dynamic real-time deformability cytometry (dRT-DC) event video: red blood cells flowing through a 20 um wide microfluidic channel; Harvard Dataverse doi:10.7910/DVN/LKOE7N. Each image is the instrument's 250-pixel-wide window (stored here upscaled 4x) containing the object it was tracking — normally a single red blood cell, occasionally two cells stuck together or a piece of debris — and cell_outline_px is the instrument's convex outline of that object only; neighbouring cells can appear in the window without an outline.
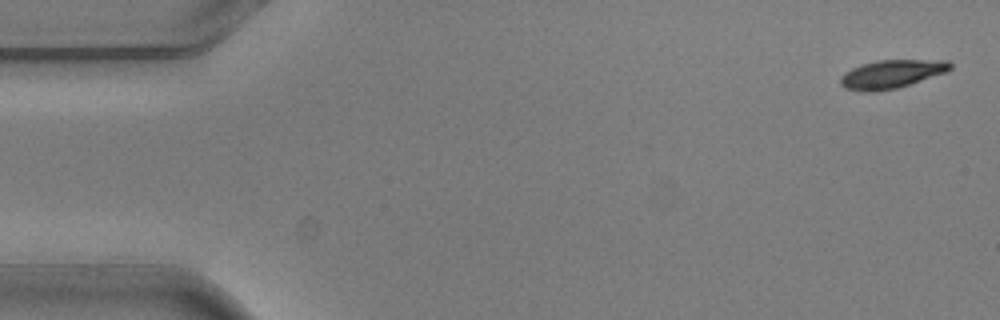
{"species": "common noctule bat (a hibernating species)", "species_latin": "Nyctalus noctula", "temperature_condition": "warm", "stored_images_in_passage": 5, "camera_frame_rate_fps": 3000, "um_per_image_px": 0.085, "animal": {"sex": "male", "body_mass_g": 20.5, "forearm_length_mm": 52.5}, "frame": {"image": 1, "passage_image": 1, "time_ms": 0.0, "image_size_px": [1000, 320], "cell_outline_px": [[952, 68], [944, 72], [896, 88], [876, 92], [864, 92], [844, 88], [840, 84], [840, 76], [844, 72], [860, 64], [876, 60], [948, 60], [952, 64]], "centroid_in_image_um": [75.71, 6.29], "position_along_channel_um": 9.3, "area_um2": 18.09}}
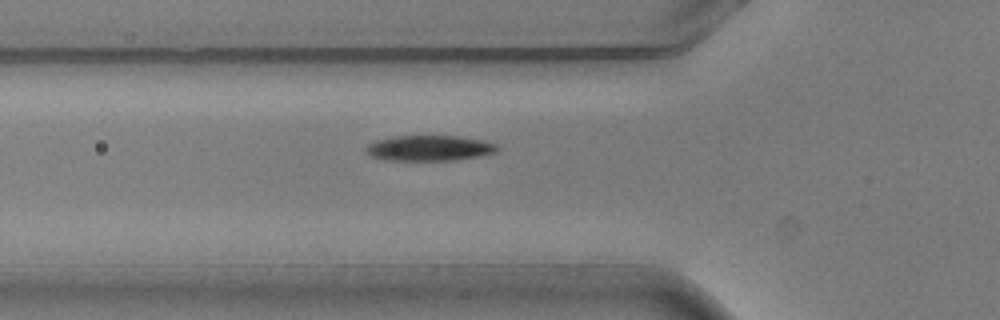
{"frame": {"image": 2, "passage_image": 5, "time_ms": 1.333, "image_size_px": [1000, 320], "cell_outline_px": [[500, 148], [496, 152], [480, 156], [456, 160], [384, 160], [372, 156], [364, 148], [368, 144], [376, 140], [392, 136], [456, 136], [484, 140], [496, 144]], "centroid_in_image_um": [36.51, 12.59], "position_along_channel_um": 89.3, "area_um2": 19.54}}